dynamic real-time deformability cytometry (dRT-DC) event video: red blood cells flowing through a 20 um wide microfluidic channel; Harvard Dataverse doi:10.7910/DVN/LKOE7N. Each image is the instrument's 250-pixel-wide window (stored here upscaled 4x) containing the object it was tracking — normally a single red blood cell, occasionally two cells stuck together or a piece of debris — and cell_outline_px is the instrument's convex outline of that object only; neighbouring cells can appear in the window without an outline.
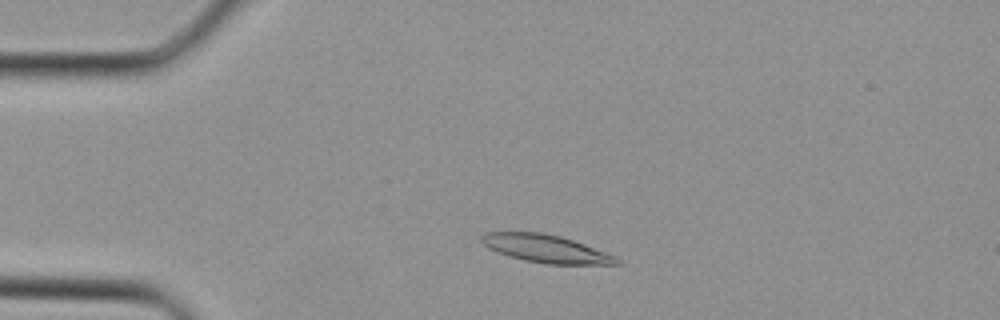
{"species": "Egyptian fruit bat (a non-hibernating species)", "species_latin": "Rousettus aegyptiacus", "temperature_condition": "cold", "stored_images_in_passage": 33, "camera_frame_rate_fps": 3000, "um_per_image_px": 0.085, "animal": {"sex": "female"}, "frame": {"image": 1, "passage_image": 5, "time_ms": 1.333, "image_size_px": [1000, 320], "cell_outline_px": [[620, 264], [544, 264], [524, 260], [508, 256], [496, 252], [488, 248], [480, 240], [480, 236], [488, 232], [540, 232], [560, 236], [584, 244], [616, 256], [620, 260]], "centroid_in_image_um": [46.37, 21.14], "position_along_channel_um": 38.6, "area_um2": 21.85}}
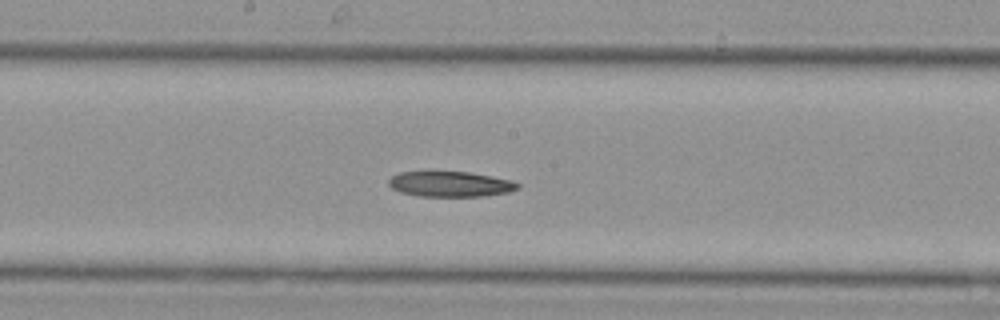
{"frame": {"image": 2, "passage_image": 16, "time_ms": 5.0, "image_size_px": [1000, 320], "cell_outline_px": [[520, 188], [508, 192], [484, 196], [420, 196], [400, 192], [392, 188], [388, 184], [388, 180], [392, 176], [400, 172], [468, 172], [492, 176], [508, 180], [520, 184]], "centroid_in_image_um": [38.26, 15.65], "position_along_channel_um": 209.9, "area_um2": 18.9}}
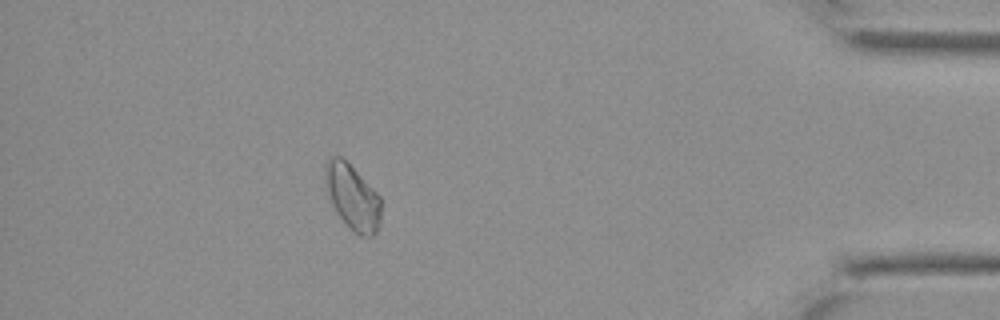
{"frame": {"image": 3, "passage_image": 29, "time_ms": 9.333, "image_size_px": [1000, 320], "cell_outline_px": [[380, 224], [376, 232], [372, 236], [360, 236], [336, 212], [328, 196], [324, 184], [324, 164], [332, 156], [340, 156], [380, 196]], "centroid_in_image_um": [29.93, 16.74], "position_along_channel_um": 405.3, "area_um2": 20.81}}